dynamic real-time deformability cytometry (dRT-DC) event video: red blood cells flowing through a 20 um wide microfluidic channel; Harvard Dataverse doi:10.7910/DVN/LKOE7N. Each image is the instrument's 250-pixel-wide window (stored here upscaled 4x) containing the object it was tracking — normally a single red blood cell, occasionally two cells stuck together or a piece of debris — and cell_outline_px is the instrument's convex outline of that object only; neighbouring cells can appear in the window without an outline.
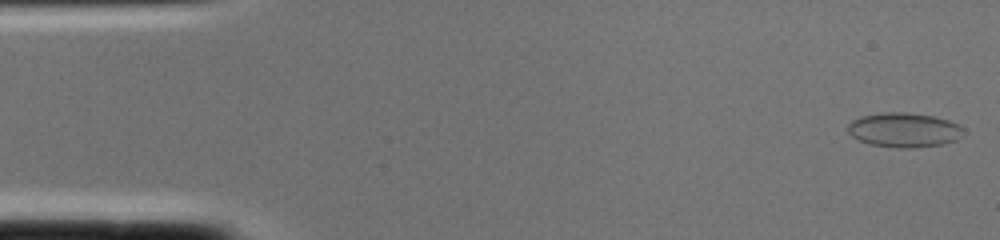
{"species": "common noctule bat (a hibernating species)", "species_latin": "Nyctalus noctula", "temperature_condition": "cold", "stored_images_in_passage": 2, "camera_frame_rate_fps": 3000, "um_per_image_px": 0.085, "animal": {"sex": "female", "body_mass_g": 22.0, "forearm_length_mm": 56.7}, "frame": {"image": 1, "passage_image": 1, "time_ms": 0.0, "image_size_px": [1000, 240], "cell_outline_px": [[964, 136], [956, 140], [944, 144], [916, 148], [900, 148], [872, 144], [860, 140], [852, 136], [848, 132], [848, 124], [852, 120], [860, 116], [884, 112], [904, 112], [932, 116], [948, 120], [964, 128]], "centroid_in_image_um": [76.87, 11.05], "position_along_channel_um": 8.1, "area_um2": 23.29}}
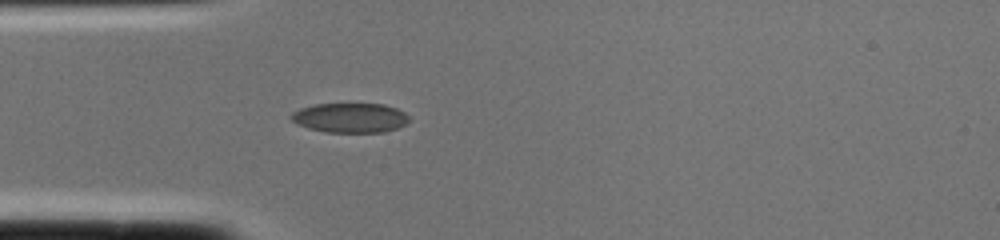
{"frame": {"image": 2, "passage_image": 2, "time_ms": 0.333, "image_size_px": [1000, 240], "cell_outline_px": [[412, 120], [396, 128], [384, 132], [324, 132], [308, 128], [296, 124], [288, 116], [292, 112], [300, 108], [316, 104], [384, 104], [396, 108], [404, 112]], "centroid_in_image_um": [29.74, 10.01], "position_along_channel_um": 55.3, "area_um2": 20.46}}